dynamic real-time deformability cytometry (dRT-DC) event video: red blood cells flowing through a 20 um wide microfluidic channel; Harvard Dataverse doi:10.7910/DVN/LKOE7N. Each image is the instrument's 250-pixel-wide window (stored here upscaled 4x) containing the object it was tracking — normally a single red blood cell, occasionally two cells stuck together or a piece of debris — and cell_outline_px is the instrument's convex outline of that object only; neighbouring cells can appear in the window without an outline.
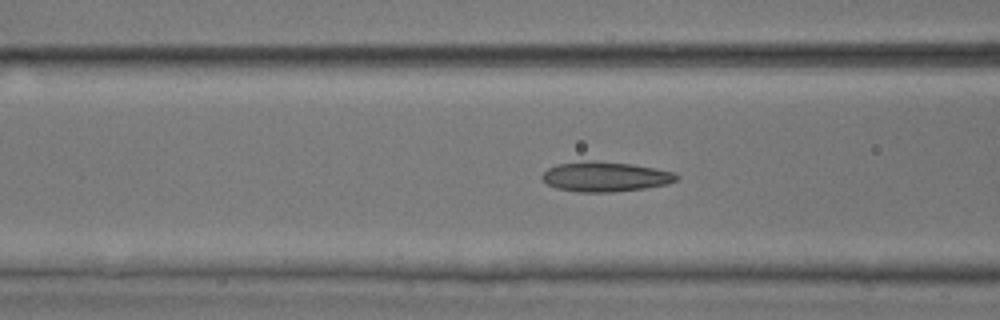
{"species": "common noctule bat (a hibernating species)", "species_latin": "Nyctalus noctula", "temperature_condition": "room temperature", "stored_images_in_passage": 34, "camera_frame_rate_fps": 3000, "um_per_image_px": 0.085, "animal": {"sex": "male", "body_mass_g": 17.9, "forearm_length_mm": 54.2}, "frame": {"image": 1, "passage_image": 9, "time_ms": 2.667, "image_size_px": [1000, 320], "cell_outline_px": [[680, 176], [676, 180], [668, 184], [644, 188], [612, 192], [580, 192], [556, 188], [548, 184], [540, 176], [548, 168], [556, 164], [588, 160], [596, 160], [632, 164], [656, 168], [676, 172]], "centroid_in_image_um": [51.47, 15.0], "position_along_channel_um": 115.1, "area_um2": 23.58}}
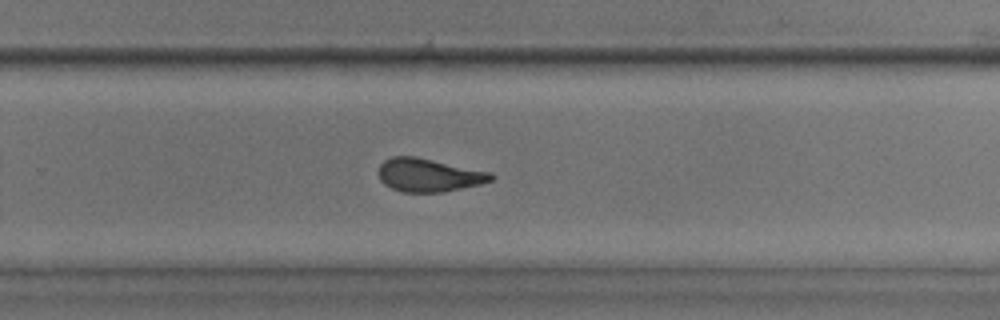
{"frame": {"image": 2, "passage_image": 23, "time_ms": 7.333, "image_size_px": [1000, 320], "cell_outline_px": [[496, 176], [492, 180], [480, 184], [440, 192], [404, 192], [392, 188], [384, 184], [380, 180], [380, 164], [384, 160], [392, 156], [416, 156], [492, 172]], "centroid_in_image_um": [36.46, 14.87], "position_along_channel_um": 293.3, "area_um2": 21.73}}
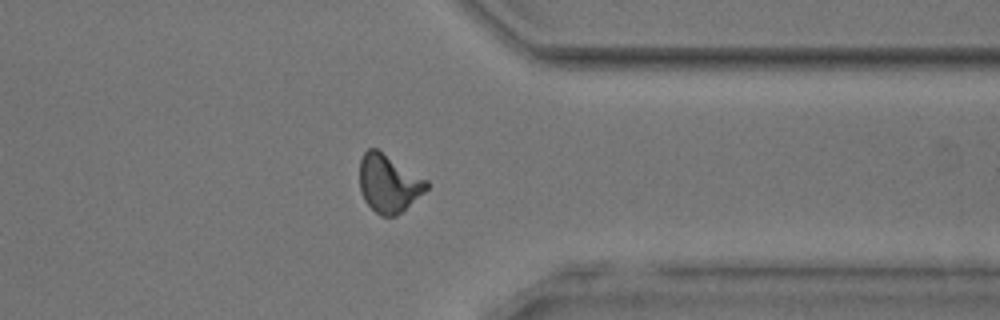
{"frame": {"image": 3, "passage_image": 30, "time_ms": 9.667, "image_size_px": [1000, 320], "cell_outline_px": [[428, 188], [424, 192], [396, 216], [380, 216], [364, 200], [360, 192], [360, 160], [364, 152], [368, 148], [376, 148], [428, 180]], "centroid_in_image_um": [33.02, 15.58], "position_along_channel_um": 378.4, "area_um2": 22.43}, "authors_computed_cell_mechanics": {"area_um2": 22.3686, "velocity_mm_per_s": 3.8386, "shape_relaxation_time_tau1_ms": 10.2308, "shape_relaxation_time_tau2_ms": 1.6232, "deformation_change_tau1": 0.2129, "deformation_change_tau2": 0.0989}}